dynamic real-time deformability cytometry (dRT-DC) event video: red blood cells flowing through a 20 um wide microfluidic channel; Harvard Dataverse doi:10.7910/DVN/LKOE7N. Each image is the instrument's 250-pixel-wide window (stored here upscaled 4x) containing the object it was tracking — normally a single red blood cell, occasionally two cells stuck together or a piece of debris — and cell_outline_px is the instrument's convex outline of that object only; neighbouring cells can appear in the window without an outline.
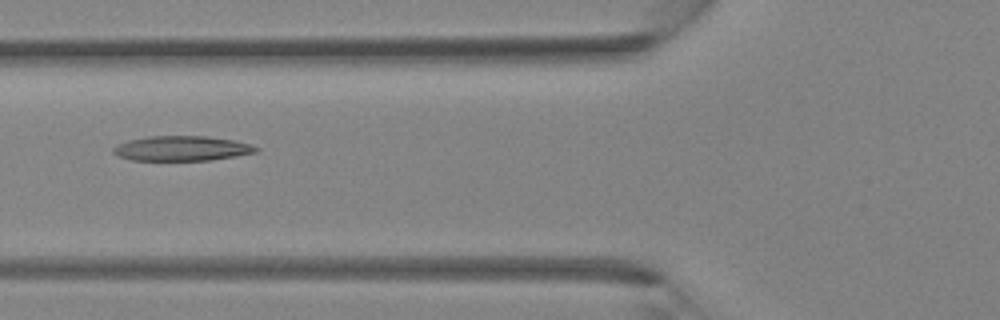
{"species": "Egyptian fruit bat (a non-hibernating species)", "species_latin": "Rousettus aegyptiacus", "temperature_condition": "room temperature", "stored_images_in_passage": 2, "camera_frame_rate_fps": 3000, "um_per_image_px": 0.085, "animal": {"sex": "female"}, "frame": {"image": 1, "passage_image": 2, "time_ms": 1.0, "image_size_px": [1000, 320], "cell_outline_px": [[260, 148], [256, 152], [236, 156], [212, 160], [132, 160], [120, 156], [112, 152], [112, 148], [116, 144], [128, 140], [148, 136], [208, 136], [236, 140], [252, 144]], "centroid_in_image_um": [15.48, 12.6], "position_along_channel_um": 110.3, "area_um2": 20.87}}